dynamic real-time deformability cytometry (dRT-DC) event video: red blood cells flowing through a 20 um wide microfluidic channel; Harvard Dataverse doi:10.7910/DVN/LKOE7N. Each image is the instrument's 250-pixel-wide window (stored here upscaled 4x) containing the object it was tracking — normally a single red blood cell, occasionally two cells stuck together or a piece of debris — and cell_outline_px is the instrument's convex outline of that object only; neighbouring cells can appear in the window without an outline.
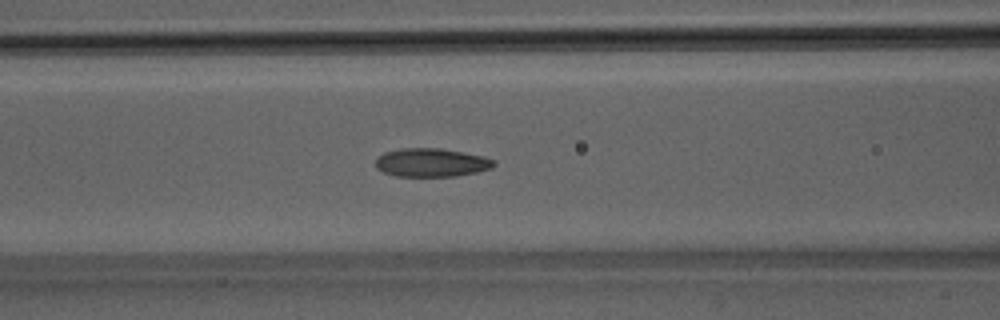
{"species": "Egyptian fruit bat (a non-hibernating species)", "species_latin": "Rousettus aegyptiacus", "temperature_condition": "room temperature", "stored_images_in_passage": 49, "camera_frame_rate_fps": 3000, "um_per_image_px": 0.085, "animal": {"sex": "male"}, "frame": {"image": 1, "passage_image": 22, "time_ms": 7.0, "image_size_px": [1000, 320], "cell_outline_px": [[496, 164], [492, 168], [476, 172], [456, 176], [396, 176], [384, 172], [376, 168], [376, 156], [384, 152], [400, 148], [440, 148], [484, 156], [496, 160]], "centroid_in_image_um": [36.67, 13.81], "position_along_channel_um": 129.9, "area_um2": 19.77}}
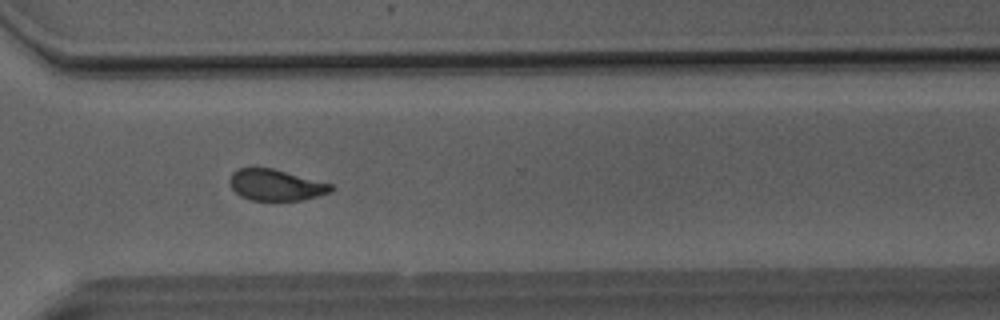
{"frame": {"image": 2, "passage_image": 38, "time_ms": 12.333, "image_size_px": [1000, 320], "cell_outline_px": [[336, 188], [332, 192], [300, 200], [252, 200], [240, 196], [232, 188], [228, 180], [232, 172], [240, 168], [272, 168], [332, 184]], "centroid_in_image_um": [23.45, 15.72], "position_along_channel_um": 347.2, "area_um2": 18.32}}
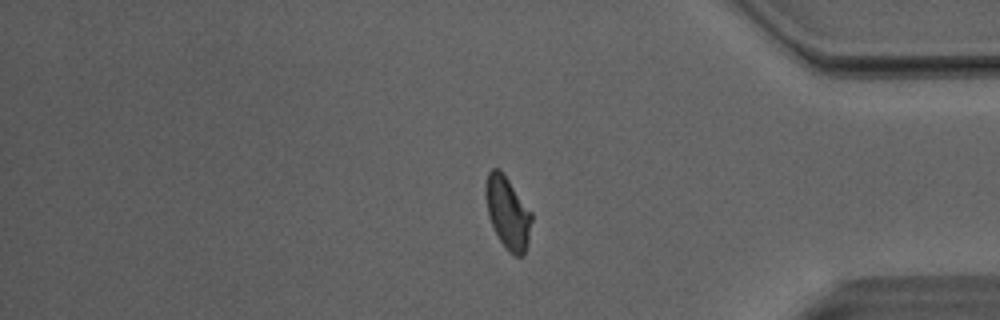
{"frame": {"image": 3, "passage_image": 43, "time_ms": 14.0, "image_size_px": [1000, 320], "cell_outline_px": [[532, 220], [528, 244], [524, 256], [516, 256], [508, 252], [500, 240], [488, 216], [484, 192], [484, 184], [488, 172], [492, 168], [500, 168], [504, 172], [532, 212]], "centroid_in_image_um": [43.15, 18.04], "position_along_channel_um": 392.0, "area_um2": 19.77}}